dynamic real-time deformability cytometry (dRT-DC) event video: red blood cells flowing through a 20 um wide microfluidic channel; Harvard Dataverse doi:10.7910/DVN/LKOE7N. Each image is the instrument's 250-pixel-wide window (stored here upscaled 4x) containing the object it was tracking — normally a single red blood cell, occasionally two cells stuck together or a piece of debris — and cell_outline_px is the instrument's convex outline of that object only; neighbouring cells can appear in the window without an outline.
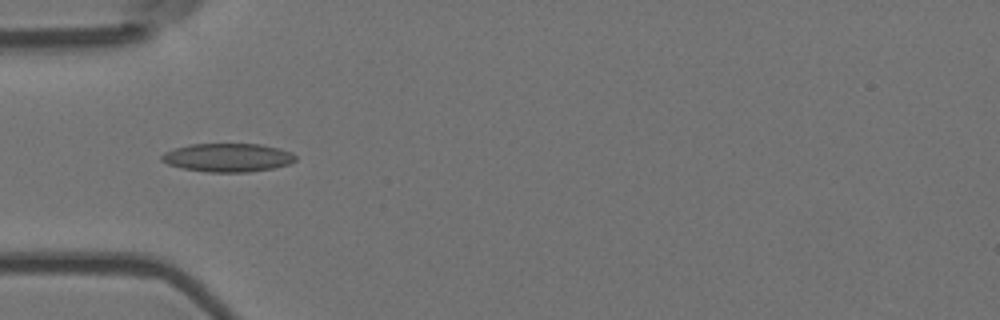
{"species": "Egyptian fruit bat (a non-hibernating species)", "species_latin": "Rousettus aegyptiacus", "temperature_condition": "room temperature", "stored_images_in_passage": 39, "camera_frame_rate_fps": 3000, "um_per_image_px": 0.085, "animal": {"sex": "female"}, "frame": {"image": 1, "passage_image": 1, "time_ms": 0.0, "image_size_px": [1000, 320], "cell_outline_px": [[296, 160], [288, 164], [272, 168], [248, 172], [208, 172], [184, 168], [168, 164], [160, 160], [160, 156], [164, 152], [188, 144], [260, 144], [280, 148], [292, 152], [296, 156]], "centroid_in_image_um": [19.36, 13.38], "position_along_channel_um": 65.6, "area_um2": 22.2}}
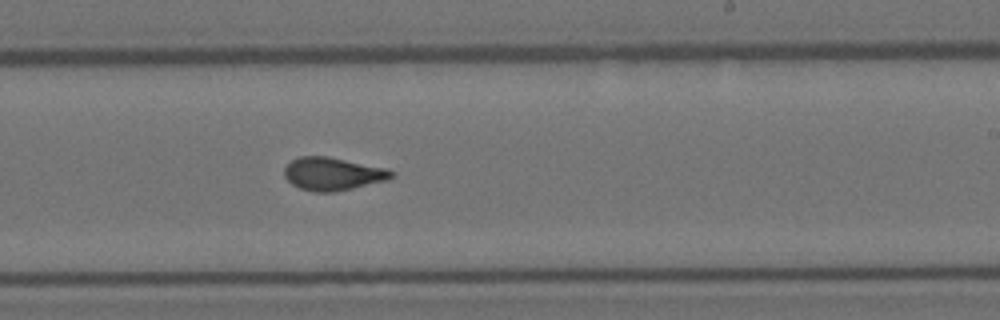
{"frame": {"image": 2, "passage_image": 17, "time_ms": 5.333, "image_size_px": [1000, 320], "cell_outline_px": [[392, 176], [388, 180], [336, 192], [316, 192], [300, 188], [292, 184], [284, 176], [284, 168], [292, 160], [300, 156], [328, 156], [384, 168], [392, 172]], "centroid_in_image_um": [28.25, 14.78], "position_along_channel_um": 260.8, "area_um2": 20.35}}
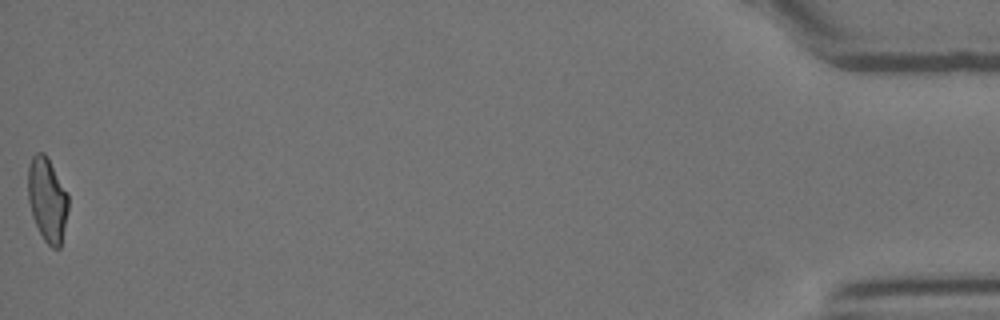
{"frame": {"image": 3, "passage_image": 39, "time_ms": 12.667, "image_size_px": [1000, 320], "cell_outline_px": [[68, 208], [60, 248], [52, 248], [44, 240], [32, 216], [28, 200], [28, 164], [32, 156], [36, 152], [44, 152], [68, 196]], "centroid_in_image_um": [3.99, 16.97], "position_along_channel_um": 431.2, "area_um2": 19.36}, "authors_computed_cell_mechanics": {"area_um2": 20.1144, "velocity_mm_per_s": 3.6604, "shape_relaxation_time_tau1_ms": 10.1817, "shape_relaxation_time_tau2_ms": 1.3985, "deformation_change_tau1": 0.2359, "deformation_change_tau2": 0.0762}}